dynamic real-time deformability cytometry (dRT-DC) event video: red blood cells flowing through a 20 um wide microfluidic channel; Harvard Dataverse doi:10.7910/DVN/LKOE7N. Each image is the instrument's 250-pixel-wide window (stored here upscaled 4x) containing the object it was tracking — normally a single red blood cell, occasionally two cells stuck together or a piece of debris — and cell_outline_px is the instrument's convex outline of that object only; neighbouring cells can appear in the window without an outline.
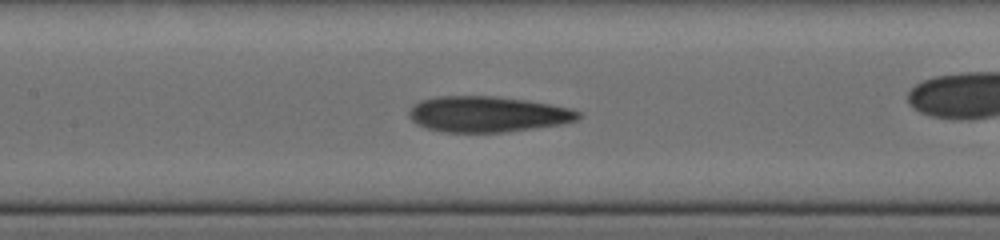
{"species": "human", "species_latin": "Homo sapiens", "temperature_condition": "cold", "stored_images_in_passage": 7, "camera_frame_rate_fps": 3000, "um_per_image_px": 0.085, "donor": {"sex": "female"}, "frame": {"image": 1, "passage_image": 5, "time_ms": 1.667, "image_size_px": [1000, 240], "cell_outline_px": [[580, 116], [576, 120], [560, 124], [504, 132], [440, 132], [424, 128], [416, 124], [408, 116], [408, 108], [412, 104], [420, 100], [436, 96], [496, 96], [528, 100], [572, 108], [580, 112]], "centroid_in_image_um": [41.37, 9.7], "position_along_channel_um": 166.0, "area_um2": 35.6}}